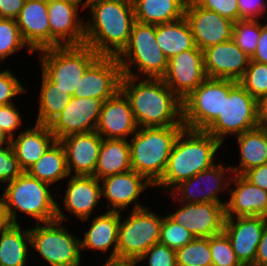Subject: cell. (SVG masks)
<instances>
[{
	"label": "cell",
	"mask_w": 267,
	"mask_h": 266,
	"mask_svg": "<svg viewBox=\"0 0 267 266\" xmlns=\"http://www.w3.org/2000/svg\"><path fill=\"white\" fill-rule=\"evenodd\" d=\"M136 80L133 76H122L120 90L129 99L139 128L184 126L182 100L162 78H146L135 84Z\"/></svg>",
	"instance_id": "obj_1"
},
{
	"label": "cell",
	"mask_w": 267,
	"mask_h": 266,
	"mask_svg": "<svg viewBox=\"0 0 267 266\" xmlns=\"http://www.w3.org/2000/svg\"><path fill=\"white\" fill-rule=\"evenodd\" d=\"M88 7L93 16L84 23V44L99 56L117 57L127 46L135 22L132 0H93Z\"/></svg>",
	"instance_id": "obj_2"
},
{
	"label": "cell",
	"mask_w": 267,
	"mask_h": 266,
	"mask_svg": "<svg viewBox=\"0 0 267 266\" xmlns=\"http://www.w3.org/2000/svg\"><path fill=\"white\" fill-rule=\"evenodd\" d=\"M186 138V139H184ZM222 143L204 130L183 128L178 134L162 178L154 185L173 188L199 172L214 166Z\"/></svg>",
	"instance_id": "obj_3"
},
{
	"label": "cell",
	"mask_w": 267,
	"mask_h": 266,
	"mask_svg": "<svg viewBox=\"0 0 267 266\" xmlns=\"http://www.w3.org/2000/svg\"><path fill=\"white\" fill-rule=\"evenodd\" d=\"M184 126L141 127L130 146L131 168L155 185L163 176L173 144Z\"/></svg>",
	"instance_id": "obj_4"
},
{
	"label": "cell",
	"mask_w": 267,
	"mask_h": 266,
	"mask_svg": "<svg viewBox=\"0 0 267 266\" xmlns=\"http://www.w3.org/2000/svg\"><path fill=\"white\" fill-rule=\"evenodd\" d=\"M49 185L30 176L27 172H23L16 179L8 182L1 199L9 222L18 224L17 209L34 217L37 223L44 224L57 220V203L48 190Z\"/></svg>",
	"instance_id": "obj_5"
},
{
	"label": "cell",
	"mask_w": 267,
	"mask_h": 266,
	"mask_svg": "<svg viewBox=\"0 0 267 266\" xmlns=\"http://www.w3.org/2000/svg\"><path fill=\"white\" fill-rule=\"evenodd\" d=\"M121 66L122 76L140 78V72L146 78H162L167 70L168 59L156 40V25L135 21L127 46L116 57ZM137 73L131 71L132 65ZM136 64V65H135Z\"/></svg>",
	"instance_id": "obj_6"
},
{
	"label": "cell",
	"mask_w": 267,
	"mask_h": 266,
	"mask_svg": "<svg viewBox=\"0 0 267 266\" xmlns=\"http://www.w3.org/2000/svg\"><path fill=\"white\" fill-rule=\"evenodd\" d=\"M39 51L42 72L71 96L78 92V84L85 71L99 57L86 44L49 47Z\"/></svg>",
	"instance_id": "obj_7"
},
{
	"label": "cell",
	"mask_w": 267,
	"mask_h": 266,
	"mask_svg": "<svg viewBox=\"0 0 267 266\" xmlns=\"http://www.w3.org/2000/svg\"><path fill=\"white\" fill-rule=\"evenodd\" d=\"M65 217L57 204V220L30 229V245L51 266H79L81 262L80 240L61 226Z\"/></svg>",
	"instance_id": "obj_8"
},
{
	"label": "cell",
	"mask_w": 267,
	"mask_h": 266,
	"mask_svg": "<svg viewBox=\"0 0 267 266\" xmlns=\"http://www.w3.org/2000/svg\"><path fill=\"white\" fill-rule=\"evenodd\" d=\"M230 79L207 77L182 100V119L185 128L205 130L222 113L224 97L237 84Z\"/></svg>",
	"instance_id": "obj_9"
},
{
	"label": "cell",
	"mask_w": 267,
	"mask_h": 266,
	"mask_svg": "<svg viewBox=\"0 0 267 266\" xmlns=\"http://www.w3.org/2000/svg\"><path fill=\"white\" fill-rule=\"evenodd\" d=\"M163 217L135 202L131 214L118 230L117 257L139 259L152 245L160 242Z\"/></svg>",
	"instance_id": "obj_10"
},
{
	"label": "cell",
	"mask_w": 267,
	"mask_h": 266,
	"mask_svg": "<svg viewBox=\"0 0 267 266\" xmlns=\"http://www.w3.org/2000/svg\"><path fill=\"white\" fill-rule=\"evenodd\" d=\"M256 127L257 100L237 83L224 97L222 113L204 131L223 144L226 135L237 136Z\"/></svg>",
	"instance_id": "obj_11"
},
{
	"label": "cell",
	"mask_w": 267,
	"mask_h": 266,
	"mask_svg": "<svg viewBox=\"0 0 267 266\" xmlns=\"http://www.w3.org/2000/svg\"><path fill=\"white\" fill-rule=\"evenodd\" d=\"M103 101L94 97L72 96L63 111L48 126L56 141L71 135L96 130Z\"/></svg>",
	"instance_id": "obj_12"
},
{
	"label": "cell",
	"mask_w": 267,
	"mask_h": 266,
	"mask_svg": "<svg viewBox=\"0 0 267 266\" xmlns=\"http://www.w3.org/2000/svg\"><path fill=\"white\" fill-rule=\"evenodd\" d=\"M206 78L204 52L195 47L170 58L162 80L183 100Z\"/></svg>",
	"instance_id": "obj_13"
},
{
	"label": "cell",
	"mask_w": 267,
	"mask_h": 266,
	"mask_svg": "<svg viewBox=\"0 0 267 266\" xmlns=\"http://www.w3.org/2000/svg\"><path fill=\"white\" fill-rule=\"evenodd\" d=\"M122 71L113 56H99L85 71L74 97H94L102 100L112 98L120 90Z\"/></svg>",
	"instance_id": "obj_14"
},
{
	"label": "cell",
	"mask_w": 267,
	"mask_h": 266,
	"mask_svg": "<svg viewBox=\"0 0 267 266\" xmlns=\"http://www.w3.org/2000/svg\"><path fill=\"white\" fill-rule=\"evenodd\" d=\"M196 47L205 49L232 39L233 21L188 0L185 8Z\"/></svg>",
	"instance_id": "obj_15"
},
{
	"label": "cell",
	"mask_w": 267,
	"mask_h": 266,
	"mask_svg": "<svg viewBox=\"0 0 267 266\" xmlns=\"http://www.w3.org/2000/svg\"><path fill=\"white\" fill-rule=\"evenodd\" d=\"M47 7L50 47L83 45L85 24L77 15L79 4L71 0H47Z\"/></svg>",
	"instance_id": "obj_16"
},
{
	"label": "cell",
	"mask_w": 267,
	"mask_h": 266,
	"mask_svg": "<svg viewBox=\"0 0 267 266\" xmlns=\"http://www.w3.org/2000/svg\"><path fill=\"white\" fill-rule=\"evenodd\" d=\"M167 216L195 238H209L223 232L225 205L211 202L184 203L179 210Z\"/></svg>",
	"instance_id": "obj_17"
},
{
	"label": "cell",
	"mask_w": 267,
	"mask_h": 266,
	"mask_svg": "<svg viewBox=\"0 0 267 266\" xmlns=\"http://www.w3.org/2000/svg\"><path fill=\"white\" fill-rule=\"evenodd\" d=\"M225 217L223 232L230 240L240 263L254 264L267 221L264 216Z\"/></svg>",
	"instance_id": "obj_18"
},
{
	"label": "cell",
	"mask_w": 267,
	"mask_h": 266,
	"mask_svg": "<svg viewBox=\"0 0 267 266\" xmlns=\"http://www.w3.org/2000/svg\"><path fill=\"white\" fill-rule=\"evenodd\" d=\"M204 69L209 78L239 81L251 58L234 41L228 40L204 51Z\"/></svg>",
	"instance_id": "obj_19"
},
{
	"label": "cell",
	"mask_w": 267,
	"mask_h": 266,
	"mask_svg": "<svg viewBox=\"0 0 267 266\" xmlns=\"http://www.w3.org/2000/svg\"><path fill=\"white\" fill-rule=\"evenodd\" d=\"M124 99H123V98ZM129 99L119 90L103 102L96 132L106 139H126L137 131Z\"/></svg>",
	"instance_id": "obj_20"
},
{
	"label": "cell",
	"mask_w": 267,
	"mask_h": 266,
	"mask_svg": "<svg viewBox=\"0 0 267 266\" xmlns=\"http://www.w3.org/2000/svg\"><path fill=\"white\" fill-rule=\"evenodd\" d=\"M103 138L96 132L71 134L58 141L63 146L69 175L93 176Z\"/></svg>",
	"instance_id": "obj_21"
},
{
	"label": "cell",
	"mask_w": 267,
	"mask_h": 266,
	"mask_svg": "<svg viewBox=\"0 0 267 266\" xmlns=\"http://www.w3.org/2000/svg\"><path fill=\"white\" fill-rule=\"evenodd\" d=\"M226 169L233 173V170H232L231 166H228L227 168H224L222 166V164L220 163L218 165L215 164L211 168H209L207 170H204L202 172H199L195 176L180 182L172 190L173 191L172 192L173 193V198L175 200H177L176 198H178V197H176V195L177 196L179 195V196H182L181 197L182 199L181 198L179 199L181 202H184V201L186 203L211 202V203L226 205V203L222 202L221 200H219V198L217 196V194L220 191H222L223 189H226V187H228V185L231 184L230 182H231L232 178L230 176H227L228 179L226 181V178L224 177V174H226V172H228ZM200 181H203V182L205 181V183H209L210 184V185L207 184V185H209V186H207V188L203 187L205 190L204 189L202 190V188H200V192L202 191L204 193L198 192V190H199L198 187L195 188L196 184L200 183ZM205 183H204V185H205ZM201 186H202V184H201ZM195 189H197V190L194 191ZM175 192H178V193H175ZM196 192H198L199 194L196 195Z\"/></svg>",
	"instance_id": "obj_22"
},
{
	"label": "cell",
	"mask_w": 267,
	"mask_h": 266,
	"mask_svg": "<svg viewBox=\"0 0 267 266\" xmlns=\"http://www.w3.org/2000/svg\"><path fill=\"white\" fill-rule=\"evenodd\" d=\"M15 20L29 53L50 47L47 0H26Z\"/></svg>",
	"instance_id": "obj_23"
},
{
	"label": "cell",
	"mask_w": 267,
	"mask_h": 266,
	"mask_svg": "<svg viewBox=\"0 0 267 266\" xmlns=\"http://www.w3.org/2000/svg\"><path fill=\"white\" fill-rule=\"evenodd\" d=\"M102 181L101 193L109 200L110 211H121L135 202L141 192L149 186H154L145 176L133 169L105 177Z\"/></svg>",
	"instance_id": "obj_24"
},
{
	"label": "cell",
	"mask_w": 267,
	"mask_h": 266,
	"mask_svg": "<svg viewBox=\"0 0 267 266\" xmlns=\"http://www.w3.org/2000/svg\"><path fill=\"white\" fill-rule=\"evenodd\" d=\"M231 182L236 188L229 193L225 205V217L264 216L267 217V191L251 184L242 175L235 174Z\"/></svg>",
	"instance_id": "obj_25"
},
{
	"label": "cell",
	"mask_w": 267,
	"mask_h": 266,
	"mask_svg": "<svg viewBox=\"0 0 267 266\" xmlns=\"http://www.w3.org/2000/svg\"><path fill=\"white\" fill-rule=\"evenodd\" d=\"M100 181L94 176L74 175L68 182L64 206L80 220H88L102 197Z\"/></svg>",
	"instance_id": "obj_26"
},
{
	"label": "cell",
	"mask_w": 267,
	"mask_h": 266,
	"mask_svg": "<svg viewBox=\"0 0 267 266\" xmlns=\"http://www.w3.org/2000/svg\"><path fill=\"white\" fill-rule=\"evenodd\" d=\"M56 141L48 125L35 124L34 128L22 131L11 145L24 172L32 167Z\"/></svg>",
	"instance_id": "obj_27"
},
{
	"label": "cell",
	"mask_w": 267,
	"mask_h": 266,
	"mask_svg": "<svg viewBox=\"0 0 267 266\" xmlns=\"http://www.w3.org/2000/svg\"><path fill=\"white\" fill-rule=\"evenodd\" d=\"M120 225V211H110L95 217L85 237L80 241V248H92L107 252L113 245L110 259L117 257L118 230Z\"/></svg>",
	"instance_id": "obj_28"
},
{
	"label": "cell",
	"mask_w": 267,
	"mask_h": 266,
	"mask_svg": "<svg viewBox=\"0 0 267 266\" xmlns=\"http://www.w3.org/2000/svg\"><path fill=\"white\" fill-rule=\"evenodd\" d=\"M130 146L127 139H104L99 150L94 177H105L131 170Z\"/></svg>",
	"instance_id": "obj_29"
},
{
	"label": "cell",
	"mask_w": 267,
	"mask_h": 266,
	"mask_svg": "<svg viewBox=\"0 0 267 266\" xmlns=\"http://www.w3.org/2000/svg\"><path fill=\"white\" fill-rule=\"evenodd\" d=\"M188 0H132L135 21L144 24H164L185 16Z\"/></svg>",
	"instance_id": "obj_30"
},
{
	"label": "cell",
	"mask_w": 267,
	"mask_h": 266,
	"mask_svg": "<svg viewBox=\"0 0 267 266\" xmlns=\"http://www.w3.org/2000/svg\"><path fill=\"white\" fill-rule=\"evenodd\" d=\"M156 40L168 60L196 47L191 27L185 16L174 22L156 25Z\"/></svg>",
	"instance_id": "obj_31"
},
{
	"label": "cell",
	"mask_w": 267,
	"mask_h": 266,
	"mask_svg": "<svg viewBox=\"0 0 267 266\" xmlns=\"http://www.w3.org/2000/svg\"><path fill=\"white\" fill-rule=\"evenodd\" d=\"M236 138L241 152L239 167L231 166L233 174L242 175L250 168L267 163V129L256 127Z\"/></svg>",
	"instance_id": "obj_32"
},
{
	"label": "cell",
	"mask_w": 267,
	"mask_h": 266,
	"mask_svg": "<svg viewBox=\"0 0 267 266\" xmlns=\"http://www.w3.org/2000/svg\"><path fill=\"white\" fill-rule=\"evenodd\" d=\"M27 242L31 244L30 229L10 223L0 234V266H26Z\"/></svg>",
	"instance_id": "obj_33"
},
{
	"label": "cell",
	"mask_w": 267,
	"mask_h": 266,
	"mask_svg": "<svg viewBox=\"0 0 267 266\" xmlns=\"http://www.w3.org/2000/svg\"><path fill=\"white\" fill-rule=\"evenodd\" d=\"M26 172L30 176L50 185L70 176L65 151L60 142L55 141L43 156Z\"/></svg>",
	"instance_id": "obj_34"
},
{
	"label": "cell",
	"mask_w": 267,
	"mask_h": 266,
	"mask_svg": "<svg viewBox=\"0 0 267 266\" xmlns=\"http://www.w3.org/2000/svg\"><path fill=\"white\" fill-rule=\"evenodd\" d=\"M72 96L58 88L43 72L36 123L49 125L67 106Z\"/></svg>",
	"instance_id": "obj_35"
},
{
	"label": "cell",
	"mask_w": 267,
	"mask_h": 266,
	"mask_svg": "<svg viewBox=\"0 0 267 266\" xmlns=\"http://www.w3.org/2000/svg\"><path fill=\"white\" fill-rule=\"evenodd\" d=\"M176 266H212L209 238H194L176 250Z\"/></svg>",
	"instance_id": "obj_36"
},
{
	"label": "cell",
	"mask_w": 267,
	"mask_h": 266,
	"mask_svg": "<svg viewBox=\"0 0 267 266\" xmlns=\"http://www.w3.org/2000/svg\"><path fill=\"white\" fill-rule=\"evenodd\" d=\"M260 32L259 19H241L233 22L232 40L251 58L257 49Z\"/></svg>",
	"instance_id": "obj_37"
},
{
	"label": "cell",
	"mask_w": 267,
	"mask_h": 266,
	"mask_svg": "<svg viewBox=\"0 0 267 266\" xmlns=\"http://www.w3.org/2000/svg\"><path fill=\"white\" fill-rule=\"evenodd\" d=\"M238 83L256 100L267 96V64L250 60Z\"/></svg>",
	"instance_id": "obj_38"
},
{
	"label": "cell",
	"mask_w": 267,
	"mask_h": 266,
	"mask_svg": "<svg viewBox=\"0 0 267 266\" xmlns=\"http://www.w3.org/2000/svg\"><path fill=\"white\" fill-rule=\"evenodd\" d=\"M27 46L16 20L0 18V60Z\"/></svg>",
	"instance_id": "obj_39"
},
{
	"label": "cell",
	"mask_w": 267,
	"mask_h": 266,
	"mask_svg": "<svg viewBox=\"0 0 267 266\" xmlns=\"http://www.w3.org/2000/svg\"><path fill=\"white\" fill-rule=\"evenodd\" d=\"M212 266H238V260L230 240L224 232L209 237Z\"/></svg>",
	"instance_id": "obj_40"
},
{
	"label": "cell",
	"mask_w": 267,
	"mask_h": 266,
	"mask_svg": "<svg viewBox=\"0 0 267 266\" xmlns=\"http://www.w3.org/2000/svg\"><path fill=\"white\" fill-rule=\"evenodd\" d=\"M195 237L182 225L175 223L168 216L163 217L160 232V244L177 250L183 248Z\"/></svg>",
	"instance_id": "obj_41"
},
{
	"label": "cell",
	"mask_w": 267,
	"mask_h": 266,
	"mask_svg": "<svg viewBox=\"0 0 267 266\" xmlns=\"http://www.w3.org/2000/svg\"><path fill=\"white\" fill-rule=\"evenodd\" d=\"M24 171L14 153L12 145L0 147V182H11Z\"/></svg>",
	"instance_id": "obj_42"
},
{
	"label": "cell",
	"mask_w": 267,
	"mask_h": 266,
	"mask_svg": "<svg viewBox=\"0 0 267 266\" xmlns=\"http://www.w3.org/2000/svg\"><path fill=\"white\" fill-rule=\"evenodd\" d=\"M148 256V266H176V251L160 243L152 245L139 260Z\"/></svg>",
	"instance_id": "obj_43"
},
{
	"label": "cell",
	"mask_w": 267,
	"mask_h": 266,
	"mask_svg": "<svg viewBox=\"0 0 267 266\" xmlns=\"http://www.w3.org/2000/svg\"><path fill=\"white\" fill-rule=\"evenodd\" d=\"M199 7L214 11L233 22L239 20V5L237 0H193Z\"/></svg>",
	"instance_id": "obj_44"
},
{
	"label": "cell",
	"mask_w": 267,
	"mask_h": 266,
	"mask_svg": "<svg viewBox=\"0 0 267 266\" xmlns=\"http://www.w3.org/2000/svg\"><path fill=\"white\" fill-rule=\"evenodd\" d=\"M25 91L10 70L0 72V106L13 103L12 98Z\"/></svg>",
	"instance_id": "obj_45"
},
{
	"label": "cell",
	"mask_w": 267,
	"mask_h": 266,
	"mask_svg": "<svg viewBox=\"0 0 267 266\" xmlns=\"http://www.w3.org/2000/svg\"><path fill=\"white\" fill-rule=\"evenodd\" d=\"M21 124L20 114L13 103L0 106V128L10 138H14L13 131L17 130Z\"/></svg>",
	"instance_id": "obj_46"
},
{
	"label": "cell",
	"mask_w": 267,
	"mask_h": 266,
	"mask_svg": "<svg viewBox=\"0 0 267 266\" xmlns=\"http://www.w3.org/2000/svg\"><path fill=\"white\" fill-rule=\"evenodd\" d=\"M239 5V20H257L258 16L264 15V5L261 0H237Z\"/></svg>",
	"instance_id": "obj_47"
},
{
	"label": "cell",
	"mask_w": 267,
	"mask_h": 266,
	"mask_svg": "<svg viewBox=\"0 0 267 266\" xmlns=\"http://www.w3.org/2000/svg\"><path fill=\"white\" fill-rule=\"evenodd\" d=\"M242 176L251 184L267 191V163L250 168Z\"/></svg>",
	"instance_id": "obj_48"
},
{
	"label": "cell",
	"mask_w": 267,
	"mask_h": 266,
	"mask_svg": "<svg viewBox=\"0 0 267 266\" xmlns=\"http://www.w3.org/2000/svg\"><path fill=\"white\" fill-rule=\"evenodd\" d=\"M26 0H0V18L16 19Z\"/></svg>",
	"instance_id": "obj_49"
},
{
	"label": "cell",
	"mask_w": 267,
	"mask_h": 266,
	"mask_svg": "<svg viewBox=\"0 0 267 266\" xmlns=\"http://www.w3.org/2000/svg\"><path fill=\"white\" fill-rule=\"evenodd\" d=\"M251 61L267 64V24H261L258 46L255 53L251 57Z\"/></svg>",
	"instance_id": "obj_50"
},
{
	"label": "cell",
	"mask_w": 267,
	"mask_h": 266,
	"mask_svg": "<svg viewBox=\"0 0 267 266\" xmlns=\"http://www.w3.org/2000/svg\"><path fill=\"white\" fill-rule=\"evenodd\" d=\"M254 264L256 266H267V221L259 242Z\"/></svg>",
	"instance_id": "obj_51"
},
{
	"label": "cell",
	"mask_w": 267,
	"mask_h": 266,
	"mask_svg": "<svg viewBox=\"0 0 267 266\" xmlns=\"http://www.w3.org/2000/svg\"><path fill=\"white\" fill-rule=\"evenodd\" d=\"M258 127L267 129V96L257 100Z\"/></svg>",
	"instance_id": "obj_52"
},
{
	"label": "cell",
	"mask_w": 267,
	"mask_h": 266,
	"mask_svg": "<svg viewBox=\"0 0 267 266\" xmlns=\"http://www.w3.org/2000/svg\"><path fill=\"white\" fill-rule=\"evenodd\" d=\"M140 260L137 258L113 257L107 259L103 266H135Z\"/></svg>",
	"instance_id": "obj_53"
},
{
	"label": "cell",
	"mask_w": 267,
	"mask_h": 266,
	"mask_svg": "<svg viewBox=\"0 0 267 266\" xmlns=\"http://www.w3.org/2000/svg\"><path fill=\"white\" fill-rule=\"evenodd\" d=\"M9 224L10 222L7 216V212L0 197V234H2V232L7 228Z\"/></svg>",
	"instance_id": "obj_54"
},
{
	"label": "cell",
	"mask_w": 267,
	"mask_h": 266,
	"mask_svg": "<svg viewBox=\"0 0 267 266\" xmlns=\"http://www.w3.org/2000/svg\"><path fill=\"white\" fill-rule=\"evenodd\" d=\"M3 144L11 145V138L0 128V147L3 146Z\"/></svg>",
	"instance_id": "obj_55"
},
{
	"label": "cell",
	"mask_w": 267,
	"mask_h": 266,
	"mask_svg": "<svg viewBox=\"0 0 267 266\" xmlns=\"http://www.w3.org/2000/svg\"><path fill=\"white\" fill-rule=\"evenodd\" d=\"M71 1H74V2H76V3H78L80 5L82 0H71ZM92 1L93 0H86L85 2H83V4H82L83 8L84 7H88Z\"/></svg>",
	"instance_id": "obj_56"
},
{
	"label": "cell",
	"mask_w": 267,
	"mask_h": 266,
	"mask_svg": "<svg viewBox=\"0 0 267 266\" xmlns=\"http://www.w3.org/2000/svg\"><path fill=\"white\" fill-rule=\"evenodd\" d=\"M238 266H256L255 264H247V263H241Z\"/></svg>",
	"instance_id": "obj_57"
},
{
	"label": "cell",
	"mask_w": 267,
	"mask_h": 266,
	"mask_svg": "<svg viewBox=\"0 0 267 266\" xmlns=\"http://www.w3.org/2000/svg\"><path fill=\"white\" fill-rule=\"evenodd\" d=\"M266 4H267V3H266ZM266 4L264 5V11L267 10V5H266Z\"/></svg>",
	"instance_id": "obj_58"
}]
</instances>
